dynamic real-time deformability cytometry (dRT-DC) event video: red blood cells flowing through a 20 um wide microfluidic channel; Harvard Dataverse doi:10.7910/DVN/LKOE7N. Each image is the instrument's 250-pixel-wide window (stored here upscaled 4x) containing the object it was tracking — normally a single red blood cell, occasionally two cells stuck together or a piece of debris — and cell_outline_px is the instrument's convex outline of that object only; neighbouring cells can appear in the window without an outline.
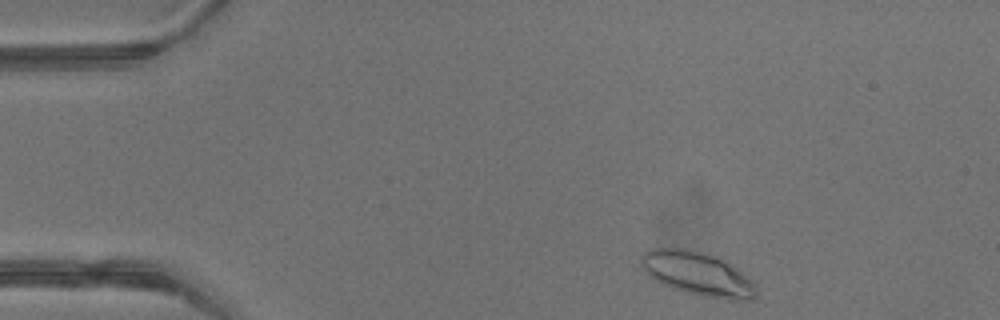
{"species": "common noctule bat (a hibernating species)", "species_latin": "Nyctalus noctula", "temperature_condition": "warm", "stored_images_in_passage": 2, "camera_frame_rate_fps": 3000, "um_per_image_px": 0.085, "animal": {"sex": "male", "body_mass_g": 13.3}, "frame": {"image": 1, "passage_image": 1, "time_ms": 0.0, "image_size_px": [1000, 320], "cell_outline_px": [[756, 296], [752, 300], [728, 300], [704, 296], [688, 292], [664, 284], [656, 280], [644, 268], [640, 260], [644, 252], [652, 248], [688, 248], [720, 256], [732, 264], [752, 280], [756, 284]], "centroid_in_image_um": [59.38, 23.24], "position_along_channel_um": 25.6, "area_um2": 29.3}}